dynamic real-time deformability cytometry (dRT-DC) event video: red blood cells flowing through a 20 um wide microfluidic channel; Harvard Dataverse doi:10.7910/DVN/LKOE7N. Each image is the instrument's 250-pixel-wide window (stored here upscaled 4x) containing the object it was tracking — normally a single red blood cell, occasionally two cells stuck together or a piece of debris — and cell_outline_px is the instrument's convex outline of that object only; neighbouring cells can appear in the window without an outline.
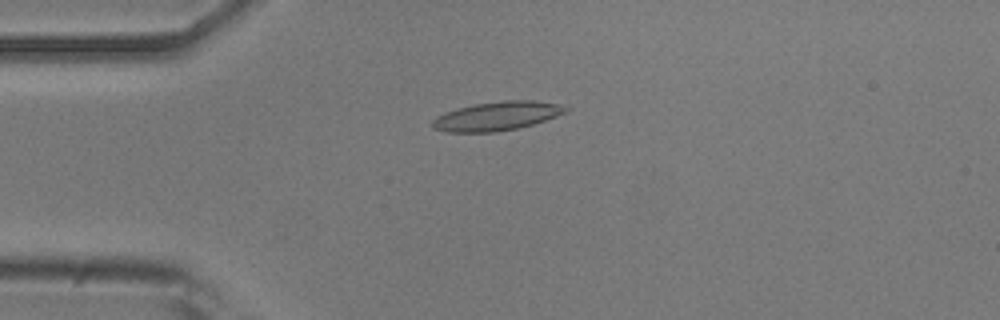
{"species": "common noctule bat (a hibernating species)", "species_latin": "Nyctalus noctula", "temperature_condition": "room temperature", "stored_images_in_passage": 53, "camera_frame_rate_fps": 3000, "um_per_image_px": 0.085, "animal": {"sex": "male", "body_mass_g": 20.5, "forearm_length_mm": 52.5}, "frame": {"image": 1, "passage_image": 13, "time_ms": 4.0, "image_size_px": [1000, 320], "cell_outline_px": [[572, 108], [568, 112], [532, 124], [516, 128], [496, 132], [448, 132], [432, 128], [432, 120], [436, 116], [444, 112], [456, 108], [472, 104], [504, 100], [532, 100], [556, 104]], "centroid_in_image_um": [42.21, 9.86], "position_along_channel_um": 42.8, "area_um2": 22.48}}
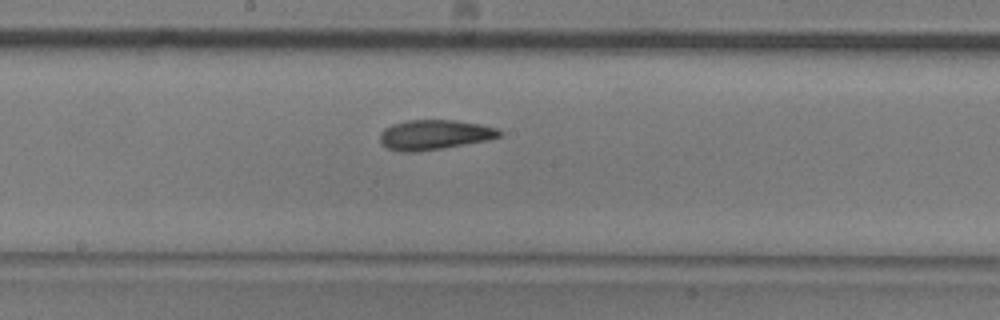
{"frame": {"image": 2, "passage_image": 28, "time_ms": 9.0, "image_size_px": [1000, 320], "cell_outline_px": [[504, 132], [500, 136], [488, 140], [416, 152], [400, 152], [388, 148], [380, 140], [380, 132], [384, 128], [392, 124], [408, 120], [456, 120], [480, 124], [496, 128]], "centroid_in_image_um": [36.92, 11.44], "position_along_channel_um": 211.3, "area_um2": 20.69}}
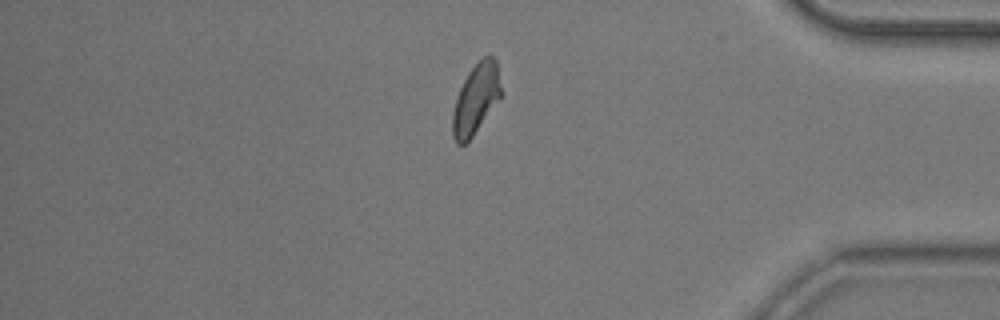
{"frame": {"image": 3, "passage_image": 45, "time_ms": 14.667, "image_size_px": [1000, 320], "cell_outline_px": [[500, 96], [472, 136], [464, 144], [456, 144], [452, 136], [452, 112], [460, 88], [468, 72], [484, 56], [492, 56], [496, 60], [500, 88]], "centroid_in_image_um": [40.4, 8.42], "position_along_channel_um": 394.8, "area_um2": 19.07}, "authors_computed_cell_mechanics": {"area_um2": 20.6924, "velocity_mm_per_s": 3.7604, "shape_relaxation_time_tau1_ms": 7.3698, "shape_relaxation_time_tau2_ms": 1.3517, "deformation_change_tau1": 0.1631, "deformation_change_tau2": 0.0846}}